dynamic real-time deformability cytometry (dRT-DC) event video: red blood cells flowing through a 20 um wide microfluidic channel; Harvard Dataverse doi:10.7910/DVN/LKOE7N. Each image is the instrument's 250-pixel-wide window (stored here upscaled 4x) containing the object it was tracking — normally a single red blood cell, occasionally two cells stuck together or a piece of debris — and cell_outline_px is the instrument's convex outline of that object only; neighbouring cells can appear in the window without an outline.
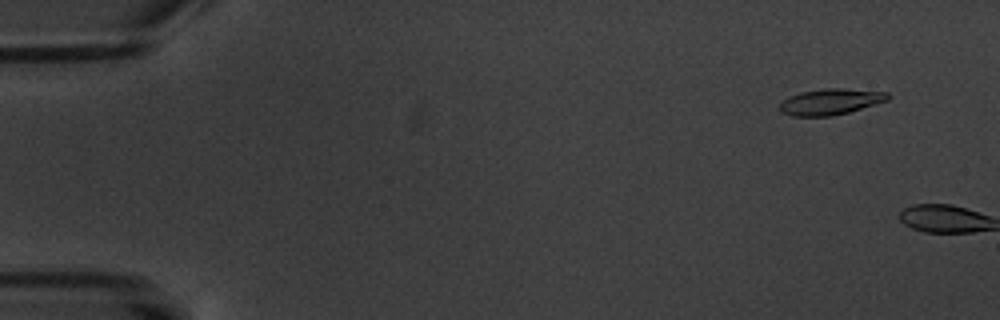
{"species": "common noctule bat (a hibernating species)", "species_latin": "Nyctalus noctula", "temperature_condition": "warm", "stored_images_in_passage": 3, "camera_frame_rate_fps": 3000, "um_per_image_px": 0.085, "animal": {"sex": "male", "body_mass_g": 20.1, "forearm_length_mm": 53.5}, "frame": {"image": 1, "passage_image": 2, "time_ms": 1.0, "image_size_px": [1000, 320], "cell_outline_px": [[892, 96], [888, 100], [848, 112], [832, 116], [792, 116], [780, 112], [776, 108], [788, 96], [800, 92], [824, 88], [840, 88], [888, 92]], "centroid_in_image_um": [70.56, 8.64], "position_along_channel_um": 14.4, "area_um2": 16.53}}